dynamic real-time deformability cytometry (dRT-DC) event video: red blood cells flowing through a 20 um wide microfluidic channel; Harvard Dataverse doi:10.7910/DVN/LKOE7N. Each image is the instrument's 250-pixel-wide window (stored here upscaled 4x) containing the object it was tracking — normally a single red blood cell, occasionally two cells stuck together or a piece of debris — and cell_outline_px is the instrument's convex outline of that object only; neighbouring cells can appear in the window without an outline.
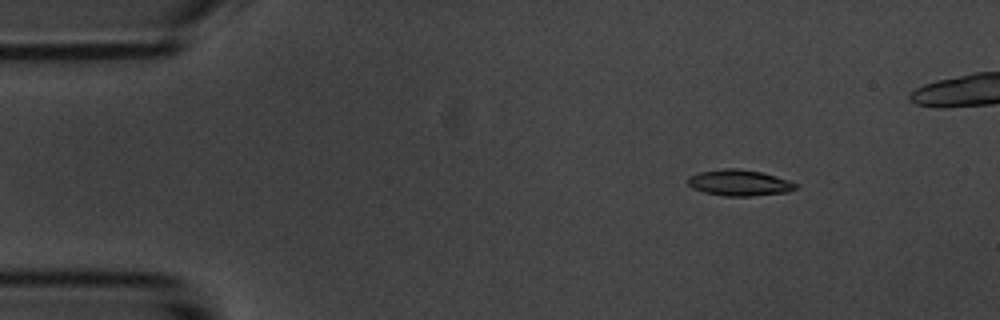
{"species": "common noctule bat (a hibernating species)", "species_latin": "Nyctalus noctula", "temperature_condition": "room temperature", "stored_images_in_passage": 4, "camera_frame_rate_fps": 3000, "um_per_image_px": 0.085, "animal": {"sex": "male", "body_mass_g": 20.1, "forearm_length_mm": 53.5}, "frame": {"image": 1, "passage_image": 1, "time_ms": 0.0, "image_size_px": [1000, 320], "cell_outline_px": [[800, 184], [796, 188], [788, 192], [752, 196], [724, 196], [704, 192], [692, 188], [688, 184], [688, 176], [700, 172], [724, 168], [736, 168], [760, 172], [776, 176]], "centroid_in_image_um": [62.85, 15.54], "position_along_channel_um": 22.1, "area_um2": 16.42}}